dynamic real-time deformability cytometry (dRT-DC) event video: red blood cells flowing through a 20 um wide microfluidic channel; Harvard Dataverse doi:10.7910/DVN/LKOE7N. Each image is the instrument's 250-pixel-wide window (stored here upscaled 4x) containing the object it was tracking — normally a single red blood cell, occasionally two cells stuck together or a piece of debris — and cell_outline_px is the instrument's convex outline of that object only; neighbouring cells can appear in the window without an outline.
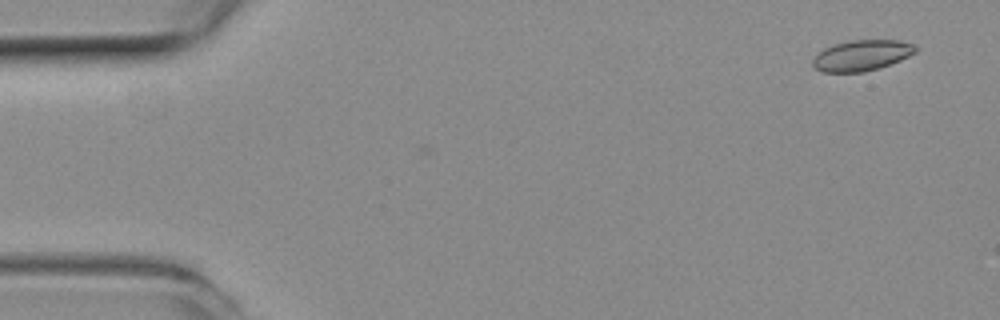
{"species": "common noctule bat (a hibernating species)", "species_latin": "Nyctalus noctula", "temperature_condition": "room temperature", "stored_images_in_passage": 2, "camera_frame_rate_fps": 3000, "um_per_image_px": 0.085, "animal": {"sex": "female", "body_mass_g": 19.3, "forearm_length_mm": 54.1}, "frame": {"image": 1, "passage_image": 2, "time_ms": 0.333, "image_size_px": [1000, 320], "cell_outline_px": [[916, 52], [900, 60], [880, 68], [864, 72], [820, 72], [812, 64], [812, 60], [824, 48], [836, 44], [852, 40], [900, 40], [912, 44], [916, 48]], "centroid_in_image_um": [73.25, 4.72], "position_along_channel_um": 11.8, "area_um2": 18.26}}